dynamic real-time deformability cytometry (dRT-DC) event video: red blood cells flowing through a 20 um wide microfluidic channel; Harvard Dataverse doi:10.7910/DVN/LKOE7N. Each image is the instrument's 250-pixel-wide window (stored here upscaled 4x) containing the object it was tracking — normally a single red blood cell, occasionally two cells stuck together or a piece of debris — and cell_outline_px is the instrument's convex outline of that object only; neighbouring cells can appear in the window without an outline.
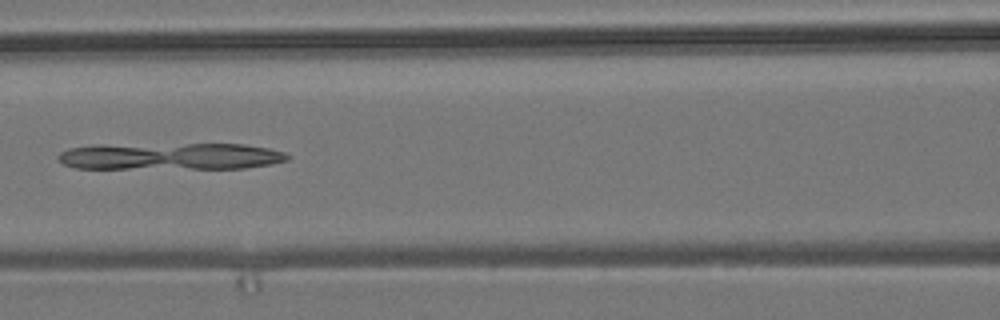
{"species": "common noctule bat (a hibernating species)", "species_latin": "Nyctalus noctula", "temperature_condition": "room temperature", "stored_images_in_passage": 5, "camera_frame_rate_fps": 3000, "um_per_image_px": 0.085, "animal": {"sex": "male", "body_mass_g": 19.2, "forearm_length_mm": 51.8}, "frame": {"image": 1, "passage_image": 4, "time_ms": 1.0, "image_size_px": [1000, 320], "cell_outline_px": [[292, 156], [288, 160], [272, 164], [244, 168], [76, 168], [64, 164], [56, 156], [60, 152], [68, 148], [92, 144], [244, 144], [268, 148], [284, 152]], "centroid_in_image_um": [14.48, 13.27], "position_along_channel_um": 152.1, "area_um2": 36.3}}
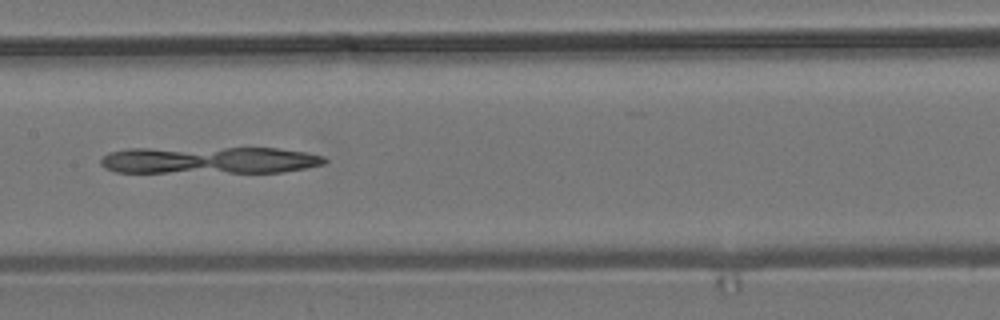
{"frame": {"image": 2, "passage_image": 5, "time_ms": 1.333, "image_size_px": [1000, 320], "cell_outline_px": [[328, 160], [324, 164], [284, 172], [116, 172], [104, 168], [100, 164], [100, 160], [108, 152], [128, 148], [276, 148], [304, 152], [324, 156]], "centroid_in_image_um": [17.76, 13.61], "position_along_channel_um": 189.6, "area_um2": 35.43}}